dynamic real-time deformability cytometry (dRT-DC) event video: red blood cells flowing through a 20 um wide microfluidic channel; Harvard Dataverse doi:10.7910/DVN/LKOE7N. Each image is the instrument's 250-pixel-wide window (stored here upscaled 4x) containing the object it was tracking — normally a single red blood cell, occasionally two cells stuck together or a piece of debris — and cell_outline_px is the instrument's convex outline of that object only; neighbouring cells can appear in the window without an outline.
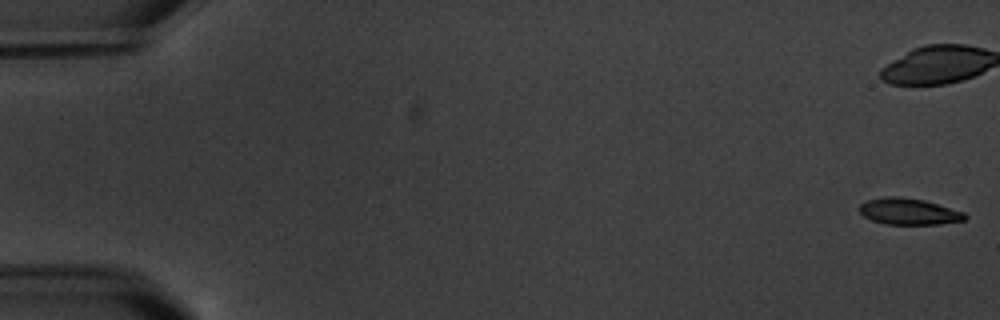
{"species": "common noctule bat (a hibernating species)", "species_latin": "Nyctalus noctula", "temperature_condition": "warm", "stored_images_in_passage": 5, "camera_frame_rate_fps": 3000, "um_per_image_px": 0.085, "animal": {"sex": "male", "body_mass_g": 20.1, "forearm_length_mm": 53.5}, "frame": {"image": 1, "passage_image": 1, "time_ms": 0.0, "image_size_px": [1000, 320], "cell_outline_px": [[968, 216], [964, 220], [940, 224], [884, 224], [872, 220], [864, 216], [860, 212], [860, 204], [868, 200], [884, 196], [896, 196], [924, 200], [964, 212]], "centroid_in_image_um": [77.24, 17.98], "position_along_channel_um": 7.8, "area_um2": 16.13}}